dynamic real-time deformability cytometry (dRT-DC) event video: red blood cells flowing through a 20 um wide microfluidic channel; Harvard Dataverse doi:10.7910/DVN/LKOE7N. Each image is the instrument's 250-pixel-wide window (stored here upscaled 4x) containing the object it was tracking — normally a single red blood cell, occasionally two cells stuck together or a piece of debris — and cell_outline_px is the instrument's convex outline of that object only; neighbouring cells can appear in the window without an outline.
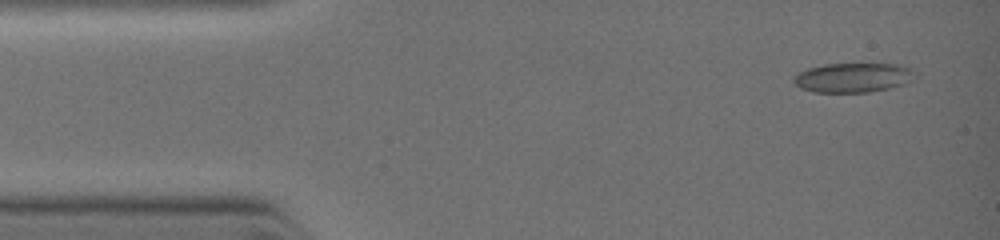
{"species": "common noctule bat (a hibernating species)", "species_latin": "Nyctalus noctula", "temperature_condition": "warm", "stored_images_in_passage": 4, "camera_frame_rate_fps": 3000, "um_per_image_px": 0.085, "animal": {"sex": "female", "body_mass_g": 19.0, "forearm_length_mm": 51.5}, "frame": {"image": 1, "passage_image": 1, "time_ms": 0.0, "image_size_px": [1000, 240], "cell_outline_px": [[916, 76], [912, 80], [904, 84], [892, 88], [868, 92], [812, 92], [800, 88], [792, 80], [800, 72], [808, 68], [824, 64], [900, 64], [912, 68], [916, 72]], "centroid_in_image_um": [72.57, 6.6], "position_along_channel_um": 12.4, "area_um2": 20.98}}